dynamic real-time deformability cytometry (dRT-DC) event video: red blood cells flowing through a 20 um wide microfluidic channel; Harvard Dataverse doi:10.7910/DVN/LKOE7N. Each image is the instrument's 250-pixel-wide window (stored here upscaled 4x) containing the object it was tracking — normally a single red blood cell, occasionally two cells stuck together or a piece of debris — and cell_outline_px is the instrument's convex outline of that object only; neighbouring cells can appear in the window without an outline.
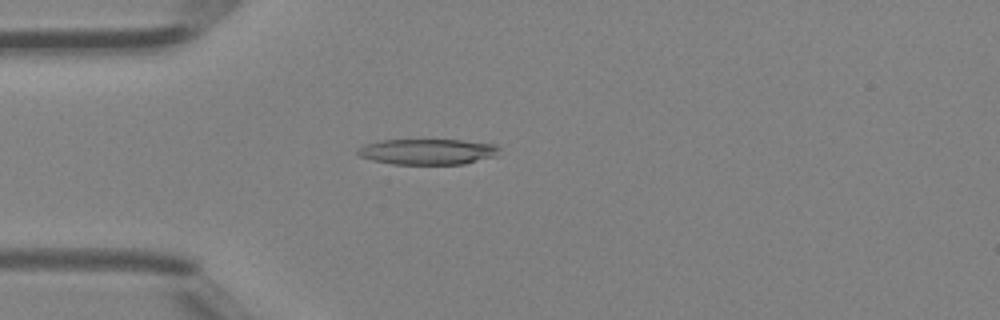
{"species": "Egyptian fruit bat (a non-hibernating species)", "species_latin": "Rousettus aegyptiacus", "temperature_condition": "room temperature", "stored_images_in_passage": 4, "camera_frame_rate_fps": 3000, "um_per_image_px": 0.085, "animal": {"sex": "female"}, "frame": {"image": 1, "passage_image": 4, "time_ms": 1.0, "image_size_px": [1000, 320], "cell_outline_px": [[500, 148], [496, 156], [464, 164], [392, 164], [372, 160], [360, 156], [356, 152], [364, 144], [380, 140], [464, 140], [496, 144]], "centroid_in_image_um": [36.37, 12.89], "position_along_channel_um": 48.6, "area_um2": 21.27}}